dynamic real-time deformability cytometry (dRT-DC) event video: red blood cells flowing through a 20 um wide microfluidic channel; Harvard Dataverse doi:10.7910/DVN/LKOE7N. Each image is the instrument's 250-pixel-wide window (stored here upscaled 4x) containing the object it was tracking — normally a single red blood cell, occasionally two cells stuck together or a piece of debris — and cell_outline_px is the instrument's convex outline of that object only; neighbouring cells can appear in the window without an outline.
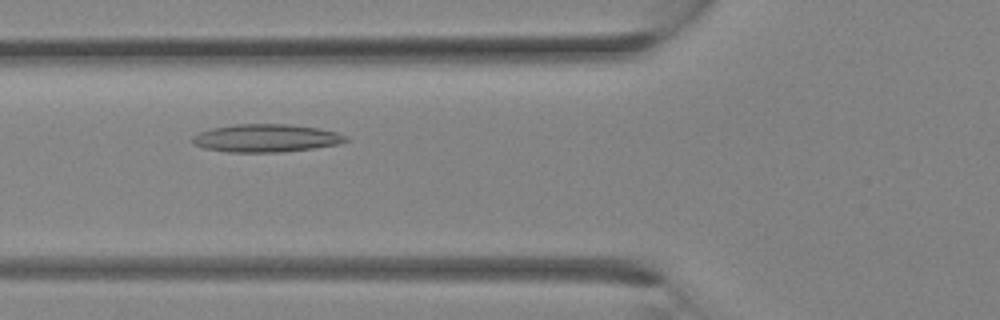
{"species": "Egyptian fruit bat (a non-hibernating species)", "species_latin": "Rousettus aegyptiacus", "temperature_condition": "room temperature", "stored_images_in_passage": 31, "camera_frame_rate_fps": 3000, "um_per_image_px": 0.085, "animal": {"sex": "female"}, "frame": {"image": 1, "passage_image": 11, "time_ms": 3.333, "image_size_px": [1000, 320], "cell_outline_px": [[348, 140], [336, 144], [312, 148], [284, 152], [228, 152], [204, 148], [192, 144], [192, 136], [196, 132], [212, 128], [236, 124], [288, 124], [316, 128], [336, 132], [348, 136]], "centroid_in_image_um": [22.55, 11.74], "position_along_channel_um": 103.2, "area_um2": 24.91}}
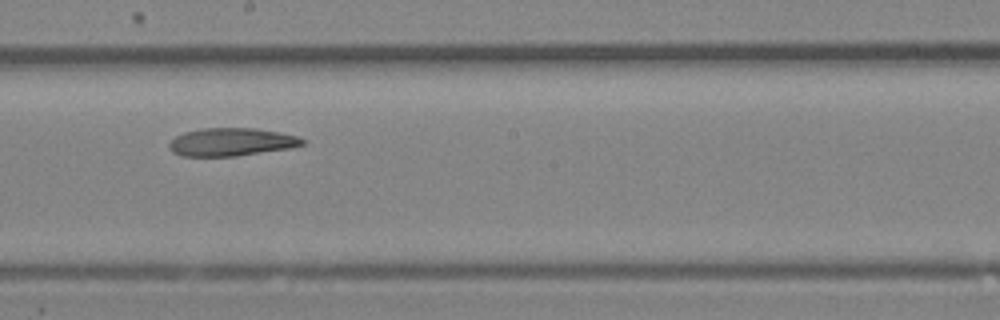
{"frame": {"image": 2, "passage_image": 17, "time_ms": 5.333, "image_size_px": [1000, 320], "cell_outline_px": [[304, 144], [292, 148], [236, 156], [180, 156], [172, 152], [168, 148], [168, 144], [176, 136], [184, 132], [200, 128], [256, 128], [280, 132], [296, 136], [304, 140]], "centroid_in_image_um": [19.64, 12.07], "position_along_channel_um": 228.6, "area_um2": 21.85}}
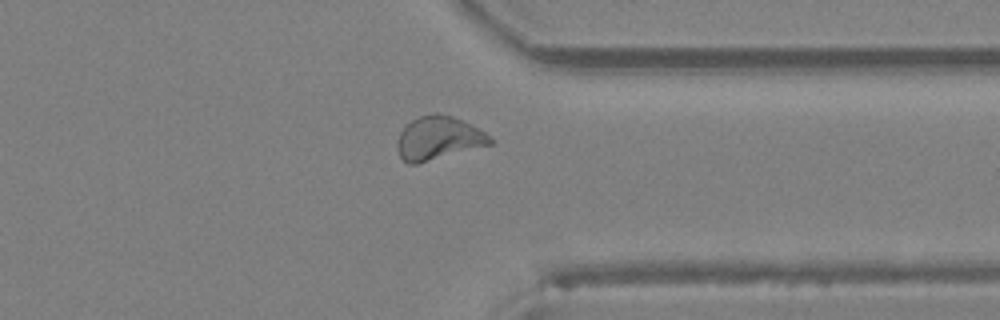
{"frame": {"image": 3, "passage_image": 24, "time_ms": 7.667, "image_size_px": [1000, 320], "cell_outline_px": [[492, 144], [416, 164], [408, 164], [400, 156], [396, 148], [396, 144], [400, 132], [404, 124], [420, 116], [436, 112], [452, 116], [484, 132], [492, 140]], "centroid_in_image_um": [37.2, 11.74], "position_along_channel_um": 374.2, "area_um2": 23.24}}